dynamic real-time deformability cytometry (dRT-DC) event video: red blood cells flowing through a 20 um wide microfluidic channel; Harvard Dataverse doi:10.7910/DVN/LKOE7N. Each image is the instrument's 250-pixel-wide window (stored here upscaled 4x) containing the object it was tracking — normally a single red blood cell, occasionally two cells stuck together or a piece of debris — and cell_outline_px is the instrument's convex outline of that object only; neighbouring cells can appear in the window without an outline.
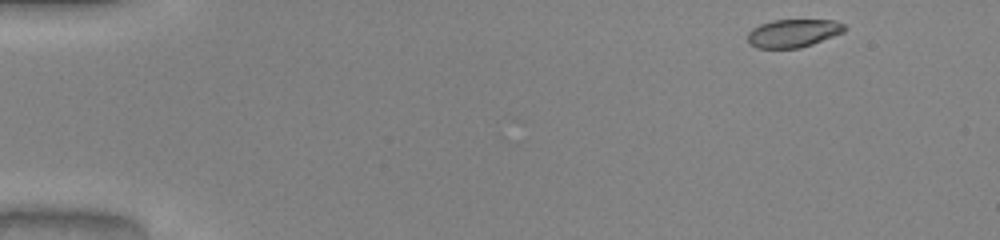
{"species": "common noctule bat (a hibernating species)", "species_latin": "Nyctalus noctula", "temperature_condition": "warm", "stored_images_in_passage": 47, "camera_frame_rate_fps": 3000, "um_per_image_px": 0.085, "animal": {"sex": "male", "body_mass_g": 20.0, "forearm_length_mm": 53.3}, "frame": {"image": 1, "passage_image": 1, "time_ms": 0.0, "image_size_px": [1000, 240], "cell_outline_px": [[848, 28], [844, 32], [812, 44], [800, 48], [756, 48], [748, 44], [748, 32], [752, 28], [760, 24], [772, 20], [836, 20], [844, 24]], "centroid_in_image_um": [67.42, 2.82], "position_along_channel_um": 17.6, "area_um2": 16.01}}
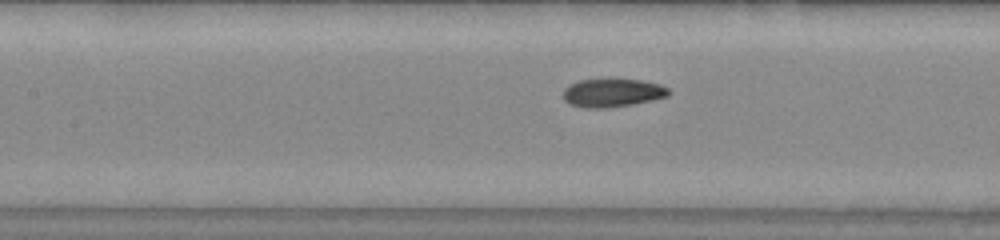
{"frame": {"image": 2, "passage_image": 20, "time_ms": 6.333, "image_size_px": [1000, 240], "cell_outline_px": [[672, 92], [668, 96], [652, 100], [632, 104], [608, 108], [584, 108], [568, 104], [564, 100], [564, 88], [580, 80], [640, 80], [660, 84], [668, 88]], "centroid_in_image_um": [52.07, 7.91], "position_along_channel_um": 155.3, "area_um2": 17.28}}
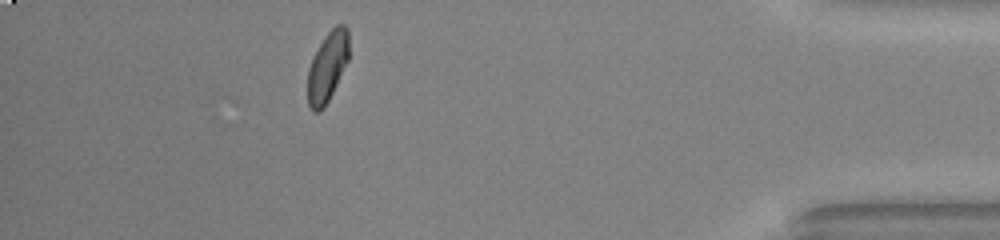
{"frame": {"image": 3, "passage_image": 42, "time_ms": 13.667, "image_size_px": [1000, 240], "cell_outline_px": [[348, 60], [324, 108], [320, 112], [312, 112], [308, 104], [308, 68], [324, 36], [336, 24], [344, 24], [348, 28]], "centroid_in_image_um": [27.83, 5.67], "position_along_channel_um": 407.4, "area_um2": 16.59}, "authors_computed_cell_mechanics": {"area_um2": 17.2822, "velocity_mm_per_s": 4.0647, "shape_relaxation_time_tau1_ms": 5.3445, "shape_relaxation_time_tau2_ms": 1.027, "deformation_change_tau1": 0.1474, "deformation_change_tau2": 0.0446}}